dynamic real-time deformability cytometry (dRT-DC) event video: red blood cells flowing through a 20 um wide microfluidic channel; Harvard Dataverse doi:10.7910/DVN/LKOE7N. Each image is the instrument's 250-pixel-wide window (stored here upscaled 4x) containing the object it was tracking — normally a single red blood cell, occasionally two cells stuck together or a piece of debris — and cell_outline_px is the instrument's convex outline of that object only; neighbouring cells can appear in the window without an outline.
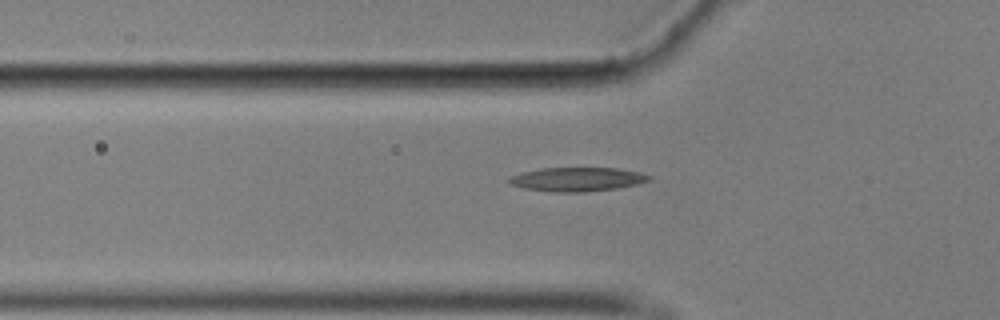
{"species": "common noctule bat (a hibernating species)", "species_latin": "Nyctalus noctula", "temperature_condition": "cold", "stored_images_in_passage": 15, "camera_frame_rate_fps": 3000, "um_per_image_px": 0.085, "animal": {"sex": "male", "body_mass_g": 17.9}, "frame": {"image": 1, "passage_image": 2, "time_ms": 0.333, "image_size_px": [1000, 320], "cell_outline_px": [[652, 180], [636, 184], [616, 188], [584, 192], [548, 192], [524, 188], [508, 184], [504, 180], [508, 176], [524, 172], [544, 168], [616, 168], [640, 172], [652, 176]], "centroid_in_image_um": [49.01, 15.24], "position_along_channel_um": 76.8, "area_um2": 19.71}}
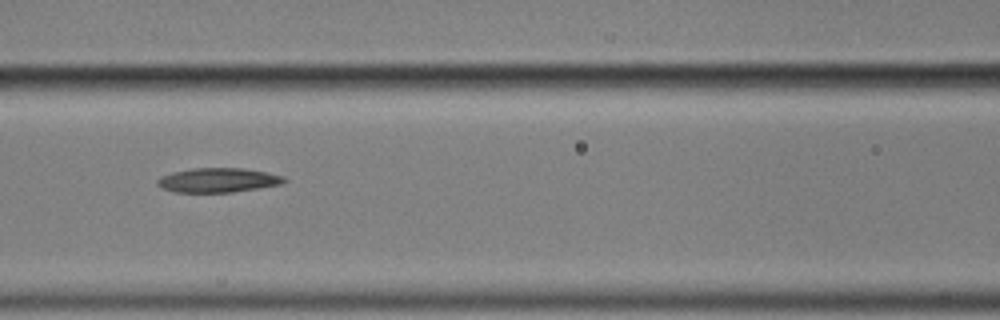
{"frame": {"image": 2, "passage_image": 8, "time_ms": 2.333, "image_size_px": [1000, 320], "cell_outline_px": [[288, 180], [280, 184], [260, 188], [232, 192], [176, 192], [164, 188], [156, 184], [156, 180], [160, 176], [172, 172], [192, 168], [244, 168], [268, 172], [284, 176]], "centroid_in_image_um": [18.55, 15.3], "position_along_channel_um": 148.1, "area_um2": 18.09}}
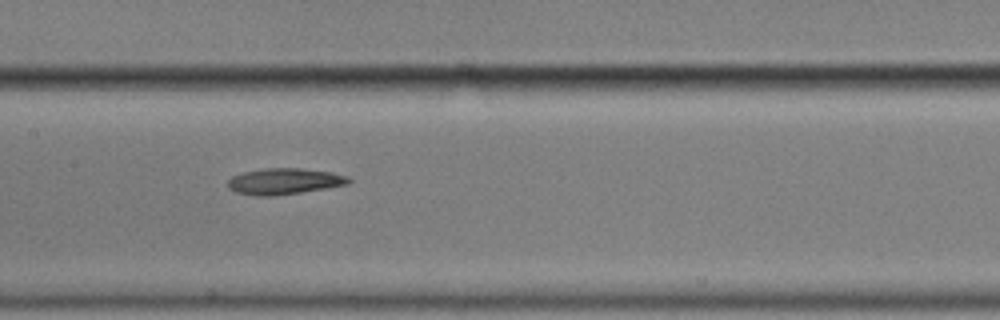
{"frame": {"image": 3, "passage_image": 11, "time_ms": 3.333, "image_size_px": [1000, 320], "cell_outline_px": [[352, 180], [348, 184], [300, 192], [272, 196], [256, 196], [236, 192], [228, 188], [228, 180], [232, 176], [244, 172], [264, 168], [300, 168], [332, 172], [348, 176]], "centroid_in_image_um": [24.15, 15.4], "position_along_channel_um": 183.2, "area_um2": 18.32}}